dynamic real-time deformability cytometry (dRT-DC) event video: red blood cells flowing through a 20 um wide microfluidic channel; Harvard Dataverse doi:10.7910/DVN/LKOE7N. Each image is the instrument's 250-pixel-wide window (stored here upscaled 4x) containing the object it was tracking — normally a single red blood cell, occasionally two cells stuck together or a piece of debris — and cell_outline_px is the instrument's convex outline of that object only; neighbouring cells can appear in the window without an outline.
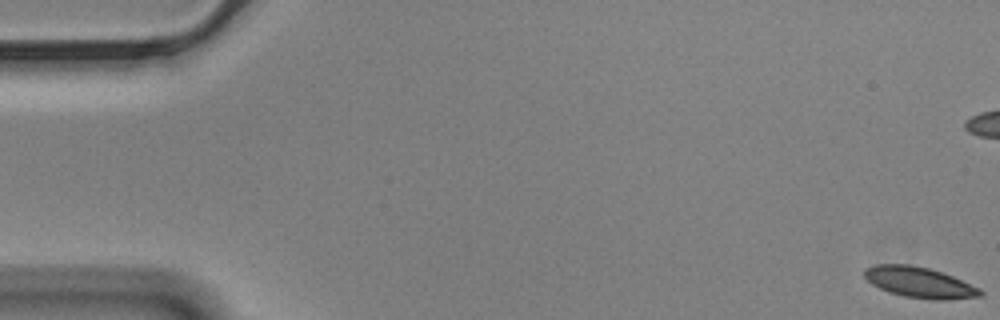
{"species": "Egyptian fruit bat (a non-hibernating species)", "species_latin": "Rousettus aegyptiacus", "temperature_condition": "cold", "stored_images_in_passage": 59, "camera_frame_rate_fps": 3000, "um_per_image_px": 0.085, "animal": {"sex": "male"}, "frame": {"image": 1, "passage_image": 1, "time_ms": 0.0, "image_size_px": [1000, 320], "cell_outline_px": [[984, 292], [980, 296], [944, 300], [932, 300], [904, 296], [888, 292], [872, 284], [864, 276], [864, 268], [876, 264], [908, 264], [928, 268], [952, 276], [980, 288]], "centroid_in_image_um": [78.14, 24.0], "position_along_channel_um": 6.9, "area_um2": 20.63}}
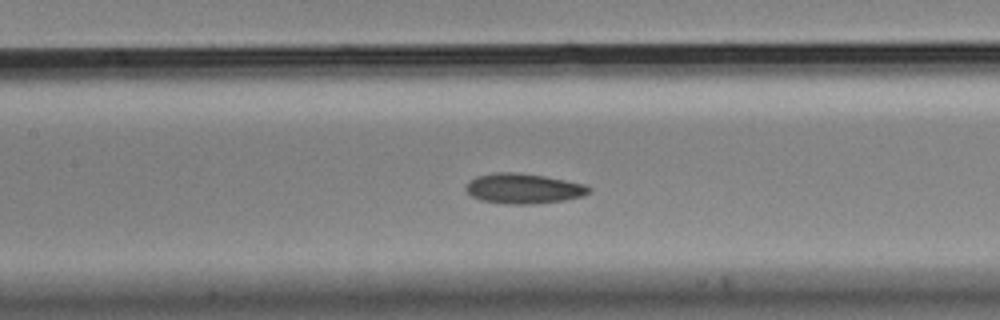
{"frame": {"image": 2, "passage_image": 27, "time_ms": 8.667, "image_size_px": [1000, 320], "cell_outline_px": [[592, 192], [584, 196], [564, 200], [532, 204], [508, 204], [480, 200], [472, 196], [464, 188], [468, 180], [476, 176], [492, 172], [516, 172], [544, 176], [584, 184], [592, 188]], "centroid_in_image_um": [44.48, 16.02], "position_along_channel_um": 162.9, "area_um2": 21.79}}
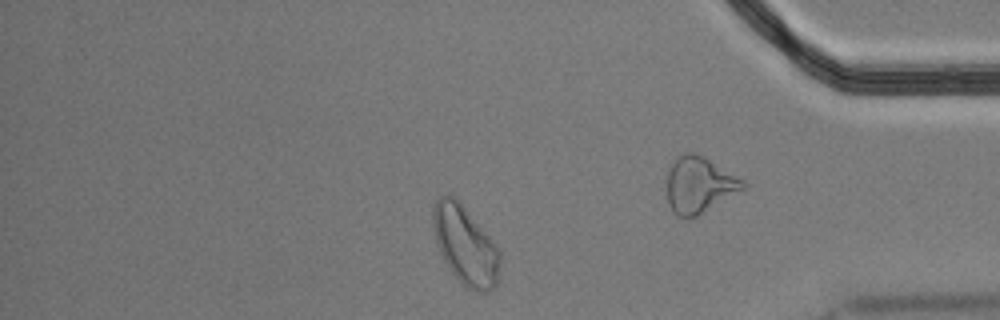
{"frame": {"image": 3, "passage_image": 50, "time_ms": 16.333, "image_size_px": [1000, 320], "cell_outline_px": [[500, 264], [496, 284], [488, 292], [472, 292], [448, 268], [440, 252], [432, 228], [432, 208], [436, 200], [440, 196], [452, 196], [460, 200], [496, 244], [500, 252]], "centroid_in_image_um": [39.55, 20.82], "position_along_channel_um": 395.7, "area_um2": 30.81}, "authors_computed_cell_mechanics": {"area_um2": 21.4438, "velocity_mm_per_s": 3.4398, "shape_relaxation_time_tau1_ms": 5.361, "shape_relaxation_time_tau2_ms": 2.6931, "deformation_change_tau1": 0.1235, "deformation_change_tau2": 0.076}}